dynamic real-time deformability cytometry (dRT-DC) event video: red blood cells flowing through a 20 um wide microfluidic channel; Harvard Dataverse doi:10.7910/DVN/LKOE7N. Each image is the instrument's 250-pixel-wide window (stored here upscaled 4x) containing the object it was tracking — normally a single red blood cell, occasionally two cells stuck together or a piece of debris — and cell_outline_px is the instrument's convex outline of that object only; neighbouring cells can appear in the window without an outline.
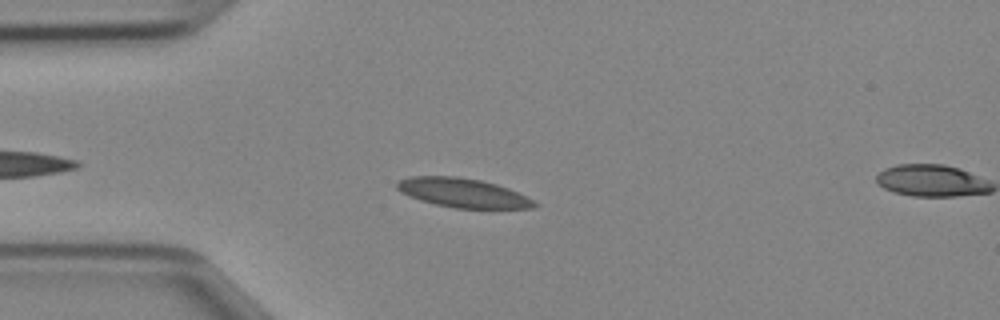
{"species": "Egyptian fruit bat (a non-hibernating species)", "species_latin": "Rousettus aegyptiacus", "temperature_condition": "cold", "stored_images_in_passage": 8, "camera_frame_rate_fps": 3000, "um_per_image_px": 0.085, "animal": {"sex": "female"}, "frame": {"image": 1, "passage_image": 6, "time_ms": 1.667, "image_size_px": [1000, 320], "cell_outline_px": [[540, 204], [536, 208], [456, 208], [436, 204], [420, 200], [408, 196], [400, 192], [396, 188], [396, 184], [400, 180], [408, 176], [456, 176], [480, 180], [496, 184], [508, 188]], "centroid_in_image_um": [39.31, 16.39], "position_along_channel_um": 45.7, "area_um2": 23.24}}